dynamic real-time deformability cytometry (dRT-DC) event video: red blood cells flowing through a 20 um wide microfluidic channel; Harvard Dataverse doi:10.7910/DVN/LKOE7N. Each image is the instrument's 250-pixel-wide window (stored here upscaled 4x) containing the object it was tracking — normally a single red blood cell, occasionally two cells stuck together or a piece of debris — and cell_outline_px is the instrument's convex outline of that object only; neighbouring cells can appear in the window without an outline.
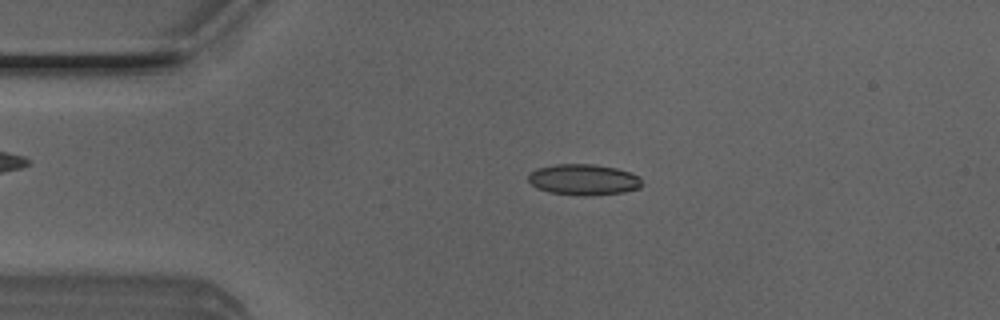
{"species": "Egyptian fruit bat (a non-hibernating species)", "species_latin": "Rousettus aegyptiacus", "temperature_condition": "room temperature", "stored_images_in_passage": 50, "camera_frame_rate_fps": 3000, "um_per_image_px": 0.085, "animal": {"sex": "male"}, "frame": {"image": 1, "passage_image": 10, "time_ms": 3.0, "image_size_px": [1000, 320], "cell_outline_px": [[644, 184], [640, 188], [624, 192], [588, 196], [580, 196], [548, 192], [536, 188], [528, 180], [528, 172], [536, 168], [556, 164], [596, 164], [616, 168], [640, 176]], "centroid_in_image_um": [49.6, 15.27], "position_along_channel_um": 35.4, "area_um2": 20.87}}
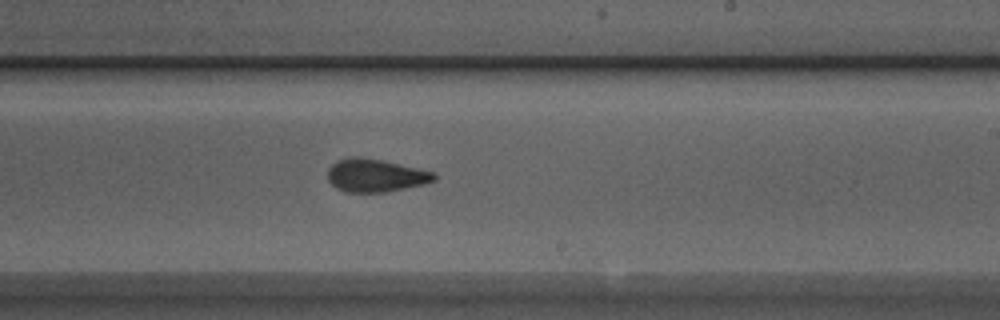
{"frame": {"image": 2, "passage_image": 29, "time_ms": 9.333, "image_size_px": [1000, 320], "cell_outline_px": [[436, 180], [424, 184], [384, 192], [348, 192], [336, 188], [328, 180], [328, 168], [336, 160], [348, 156], [356, 156], [380, 160], [436, 172]], "centroid_in_image_um": [31.89, 14.9], "position_along_channel_um": 257.1, "area_um2": 20.4}}
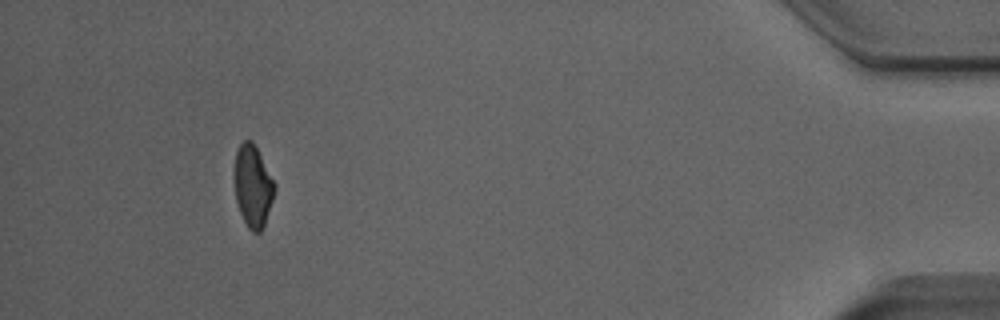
{"frame": {"image": 3, "passage_image": 46, "time_ms": 15.0, "image_size_px": [1000, 320], "cell_outline_px": [[276, 188], [264, 224], [260, 232], [252, 232], [248, 228], [240, 212], [236, 200], [232, 172], [236, 152], [240, 144], [244, 140], [252, 140], [276, 184]], "centroid_in_image_um": [21.46, 15.79], "position_along_channel_um": 413.7, "area_um2": 19.31}, "authors_computed_cell_mechanics": {"area_um2": 20.2589, "velocity_mm_per_s": 4.024, "shape_relaxation_time_tau1_ms": 4.7049, "shape_relaxation_time_tau2_ms": 1.3858, "deformation_change_tau1": 0.1339, "deformation_change_tau2": 0.0686}}